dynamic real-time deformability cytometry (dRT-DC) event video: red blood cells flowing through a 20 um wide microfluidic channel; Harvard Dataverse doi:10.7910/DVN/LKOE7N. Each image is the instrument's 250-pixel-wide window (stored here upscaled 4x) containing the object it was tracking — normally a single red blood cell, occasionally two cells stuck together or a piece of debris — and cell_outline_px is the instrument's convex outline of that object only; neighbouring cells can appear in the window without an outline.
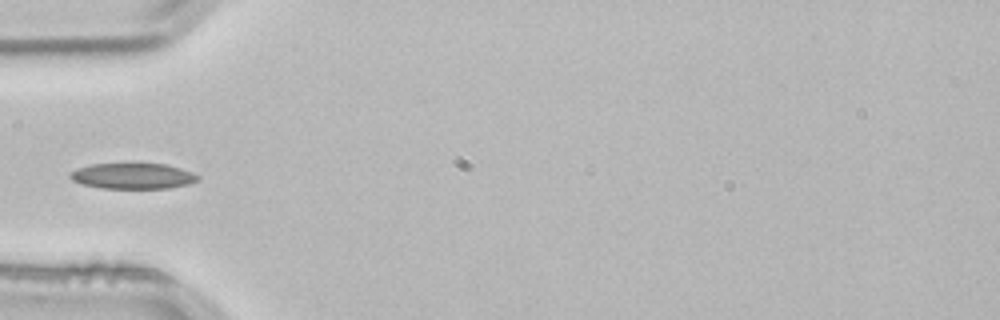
{"species": "common noctule bat (a hibernating species)", "species_latin": "Nyctalus noctula", "temperature_condition": "room temperature", "stored_images_in_passage": 37, "camera_frame_rate_fps": 3000, "um_per_image_px": 0.085, "animal": {"sex": "male", "body_mass_g": 21.5, "forearm_length_mm": 52.0}, "frame": {"image": 1, "passage_image": 1, "time_ms": 0.0, "image_size_px": [1000, 320], "cell_outline_px": [[200, 180], [188, 184], [168, 188], [100, 188], [80, 184], [72, 180], [68, 176], [76, 168], [92, 164], [132, 160], [164, 164], [180, 168], [192, 172], [200, 176]], "centroid_in_image_um": [11.27, 14.91], "position_along_channel_um": 73.7, "area_um2": 20.17}}
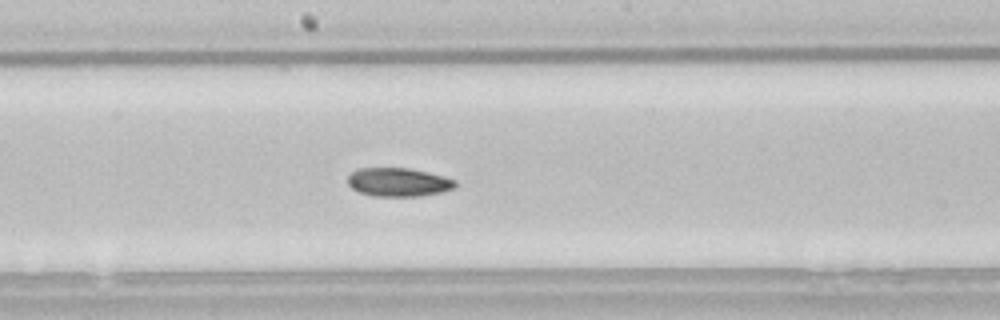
{"frame": {"image": 2, "passage_image": 12, "time_ms": 3.667, "image_size_px": [1000, 320], "cell_outline_px": [[456, 188], [444, 192], [420, 196], [372, 196], [360, 192], [352, 188], [348, 184], [348, 176], [352, 172], [360, 168], [408, 168], [428, 172], [444, 176], [456, 180]], "centroid_in_image_um": [33.9, 15.49], "position_along_channel_um": 214.3, "area_um2": 18.03}}
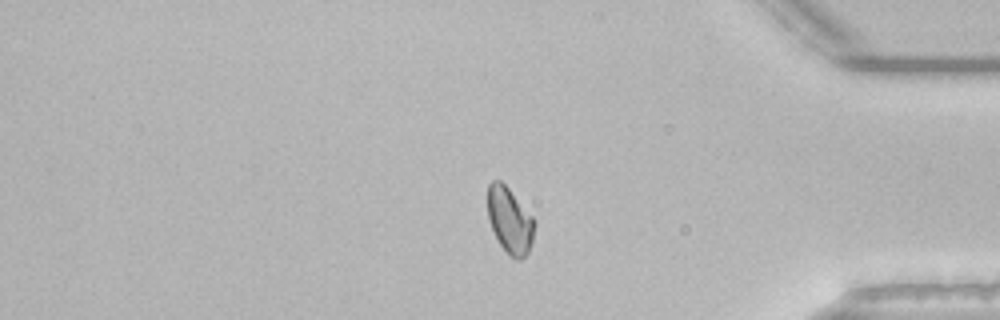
{"frame": {"image": 3, "passage_image": 28, "time_ms": 9.0, "image_size_px": [1000, 320], "cell_outline_px": [[536, 224], [532, 240], [528, 252], [520, 260], [516, 260], [500, 244], [488, 220], [488, 184], [492, 180], [500, 180], [508, 188], [536, 220]], "centroid_in_image_um": [43.34, 18.71], "position_along_channel_um": 391.9, "area_um2": 17.8}}